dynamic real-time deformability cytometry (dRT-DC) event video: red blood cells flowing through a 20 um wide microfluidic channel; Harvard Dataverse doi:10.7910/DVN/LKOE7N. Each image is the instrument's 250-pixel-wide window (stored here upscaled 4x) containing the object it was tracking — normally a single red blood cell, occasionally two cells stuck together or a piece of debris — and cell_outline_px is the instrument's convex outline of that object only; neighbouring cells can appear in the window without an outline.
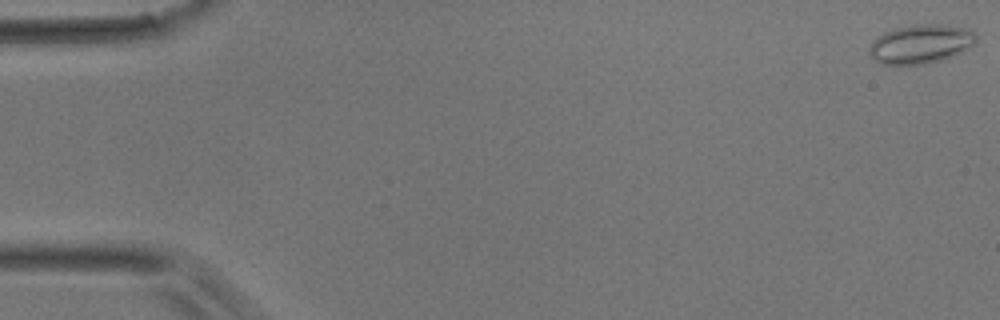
{"species": "common noctule bat (a hibernating species)", "species_latin": "Nyctalus noctula", "temperature_condition": "room temperature", "stored_images_in_passage": 49, "camera_frame_rate_fps": 3000, "um_per_image_px": 0.085, "animal": {"sex": "male", "body_mass_g": 17.9}, "frame": {"image": 1, "passage_image": 1, "time_ms": 0.0, "image_size_px": [1000, 320], "cell_outline_px": [[976, 40], [972, 44], [960, 52], [940, 60], [924, 64], [880, 64], [868, 52], [868, 48], [872, 40], [876, 36], [884, 32], [896, 28], [916, 24], [940, 24], [964, 28], [976, 32]], "centroid_in_image_um": [78.21, 3.73], "position_along_channel_um": 6.8, "area_um2": 24.04}}
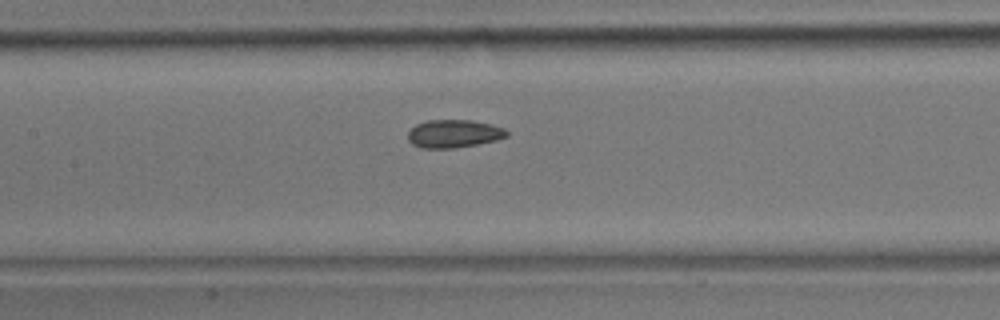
{"frame": {"image": 2, "passage_image": 23, "time_ms": 7.333, "image_size_px": [1000, 320], "cell_outline_px": [[508, 136], [496, 140], [476, 144], [452, 148], [420, 148], [412, 144], [408, 140], [408, 132], [416, 124], [428, 120], [472, 120], [504, 128], [508, 132]], "centroid_in_image_um": [38.55, 11.36], "position_along_channel_um": 168.9, "area_um2": 16.01}}
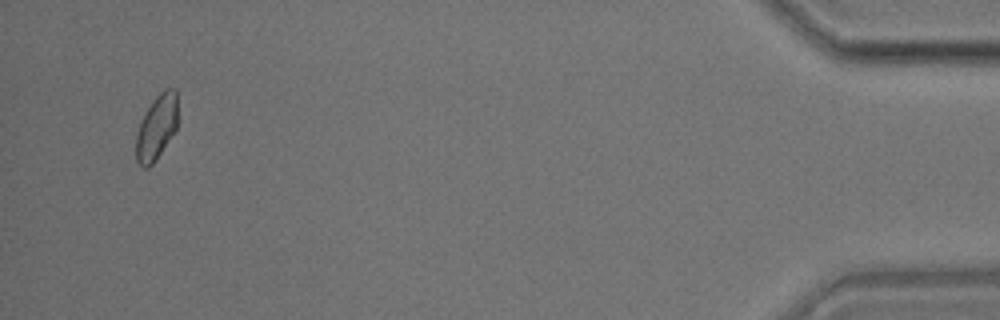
{"frame": {"image": 3, "passage_image": 47, "time_ms": 15.333, "image_size_px": [1000, 320], "cell_outline_px": [[176, 128], [156, 160], [148, 168], [144, 168], [136, 160], [136, 136], [140, 120], [152, 100], [164, 88], [176, 88]], "centroid_in_image_um": [13.28, 10.81], "position_along_channel_um": 421.9, "area_um2": 15.61}}